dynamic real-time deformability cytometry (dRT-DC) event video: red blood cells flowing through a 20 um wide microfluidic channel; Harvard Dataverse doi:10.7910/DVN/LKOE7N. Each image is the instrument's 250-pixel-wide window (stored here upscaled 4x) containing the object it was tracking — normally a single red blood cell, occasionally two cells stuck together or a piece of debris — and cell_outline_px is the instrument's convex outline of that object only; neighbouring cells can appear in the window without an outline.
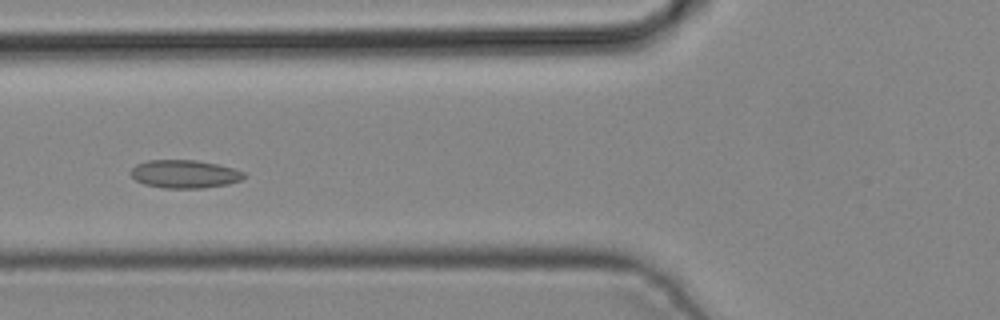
{"species": "common noctule bat (a hibernating species)", "species_latin": "Nyctalus noctula", "temperature_condition": "cold", "stored_images_in_passage": 5, "camera_frame_rate_fps": 3000, "um_per_image_px": 0.085, "animal": {"sex": "male", "body_mass_g": 19.2, "forearm_length_mm": 51.8}, "frame": {"image": 1, "passage_image": 5, "time_ms": 1.333, "image_size_px": [1000, 320], "cell_outline_px": [[248, 176], [240, 180], [228, 184], [204, 188], [164, 188], [144, 184], [136, 180], [132, 176], [132, 168], [136, 164], [148, 160], [196, 160], [216, 164], [232, 168], [244, 172]], "centroid_in_image_um": [15.71, 14.79], "position_along_channel_um": 110.1, "area_um2": 18.5}}